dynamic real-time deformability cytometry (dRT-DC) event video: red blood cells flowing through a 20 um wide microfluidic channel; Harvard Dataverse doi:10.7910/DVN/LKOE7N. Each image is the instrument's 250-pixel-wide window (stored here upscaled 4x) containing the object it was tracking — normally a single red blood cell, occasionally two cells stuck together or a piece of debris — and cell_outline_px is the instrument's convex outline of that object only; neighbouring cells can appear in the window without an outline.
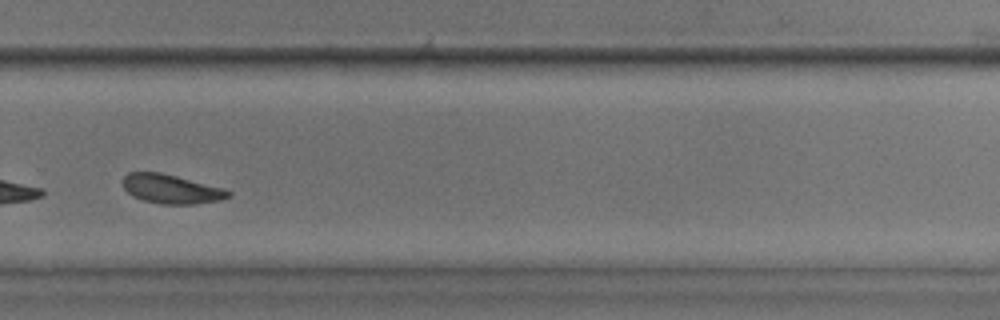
{"species": "common noctule bat (a hibernating species)", "species_latin": "Nyctalus noctula", "temperature_condition": "room temperature", "stored_images_in_passage": 37, "camera_frame_rate_fps": 3000, "um_per_image_px": 0.085, "animal": {"sex": "male", "body_mass_g": 17.9, "forearm_length_mm": 54.2}, "frame": {"image": 1, "passage_image": 22, "time_ms": 7.0, "image_size_px": [1000, 320], "cell_outline_px": [[232, 196], [220, 200], [196, 204], [160, 204], [144, 200], [132, 196], [124, 188], [120, 180], [128, 172], [160, 172], [224, 188], [232, 192]], "centroid_in_image_um": [14.54, 16.06], "position_along_channel_um": 315.3, "area_um2": 18.03}, "authors_computed_cell_mechanics": {"area_um2": 18.4382, "velocity_mm_per_s": 3.765, "shape_relaxation_time_tau1_ms": 4.3654, "shape_relaxation_time_tau2_ms": 2.5122, "deformation_change_tau1": 0.0779, "deformation_change_tau2": 0.0831}}